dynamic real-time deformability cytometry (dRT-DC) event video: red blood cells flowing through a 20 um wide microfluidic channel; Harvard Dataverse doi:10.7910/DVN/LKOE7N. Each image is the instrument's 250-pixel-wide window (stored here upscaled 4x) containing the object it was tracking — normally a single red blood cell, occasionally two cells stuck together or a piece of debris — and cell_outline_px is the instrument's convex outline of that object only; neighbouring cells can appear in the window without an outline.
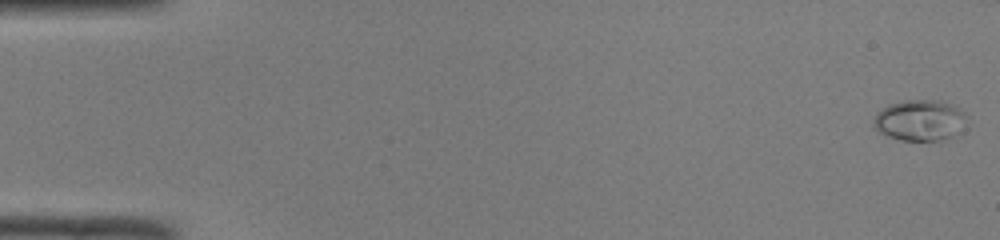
{"species": "common noctule bat (a hibernating species)", "species_latin": "Nyctalus noctula", "temperature_condition": "room temperature", "stored_images_in_passage": 44, "camera_frame_rate_fps": 3000, "um_per_image_px": 0.085, "animal": {"sex": "male", "body_mass_g": 19.0, "forearm_length_mm": 50.8}, "frame": {"image": 1, "passage_image": 1, "time_ms": 0.0, "image_size_px": [1000, 240], "cell_outline_px": [[968, 116], [956, 132], [952, 136], [940, 140], [900, 140], [888, 136], [880, 132], [872, 124], [872, 120], [876, 112], [888, 104], [908, 100], [940, 100], [956, 104]], "centroid_in_image_um": [78.16, 10.19], "position_along_channel_um": 6.8, "area_um2": 22.25}}
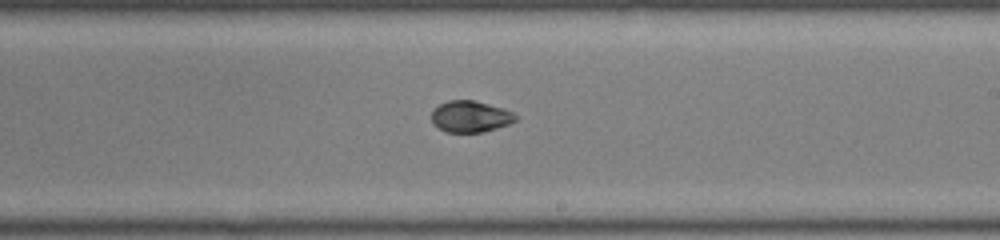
{"frame": {"image": 2, "passage_image": 30, "time_ms": 9.667, "image_size_px": [1000, 240], "cell_outline_px": [[516, 120], [508, 124], [484, 132], [444, 132], [432, 124], [432, 108], [448, 100], [472, 100], [488, 104], [512, 112], [516, 116]], "centroid_in_image_um": [39.92, 9.91], "position_along_channel_um": 249.1, "area_um2": 15.32}}
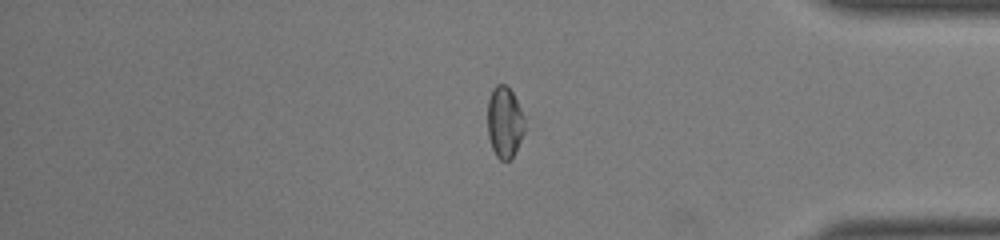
{"frame": {"image": 3, "passage_image": 42, "time_ms": 13.667, "image_size_px": [1000, 240], "cell_outline_px": [[528, 128], [512, 156], [508, 160], [500, 160], [496, 156], [492, 148], [488, 136], [488, 100], [492, 88], [496, 84], [504, 84], [512, 92], [524, 116]], "centroid_in_image_um": [42.91, 10.39], "position_along_channel_um": 392.3, "area_um2": 15.61}, "authors_computed_cell_mechanics": {"area_um2": 16.0106, "velocity_mm_per_s": 4.1228, "shape_relaxation_time_tau1_ms": 9.1014, "shape_relaxation_time_tau2_ms": 1.718, "deformation_change_tau1": 0.2139, "deformation_change_tau2": 0.047}}